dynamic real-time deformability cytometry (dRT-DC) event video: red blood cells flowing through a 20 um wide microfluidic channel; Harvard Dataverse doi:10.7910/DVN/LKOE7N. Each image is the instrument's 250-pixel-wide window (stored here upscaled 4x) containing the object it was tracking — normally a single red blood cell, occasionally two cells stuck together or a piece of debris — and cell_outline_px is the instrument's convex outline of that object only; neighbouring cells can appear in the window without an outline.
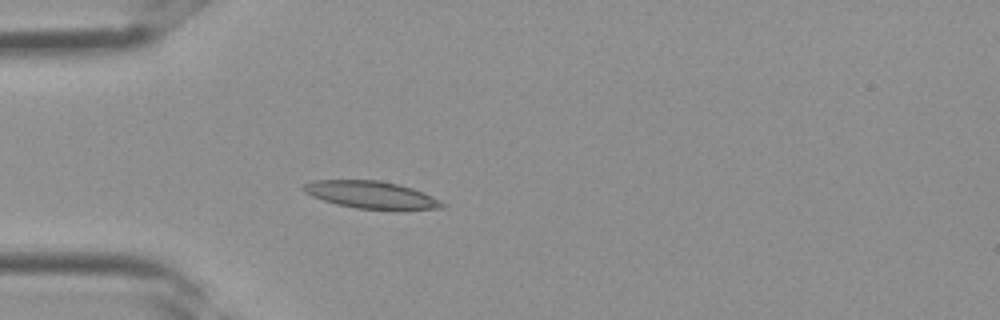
{"species": "Egyptian fruit bat (a non-hibernating species)", "species_latin": "Rousettus aegyptiacus", "temperature_condition": "room temperature", "stored_images_in_passage": 35, "camera_frame_rate_fps": 3000, "um_per_image_px": 0.085, "frame": {"image": 1, "passage_image": 10, "time_ms": 3.0, "image_size_px": [1000, 320], "cell_outline_px": [[448, 204], [444, 208], [400, 212], [356, 208], [336, 204], [312, 196], [304, 192], [300, 188], [304, 184], [312, 180], [380, 180], [400, 184], [412, 188], [432, 196]], "centroid_in_image_um": [31.64, 16.6], "position_along_channel_um": 53.4, "area_um2": 23.0}}
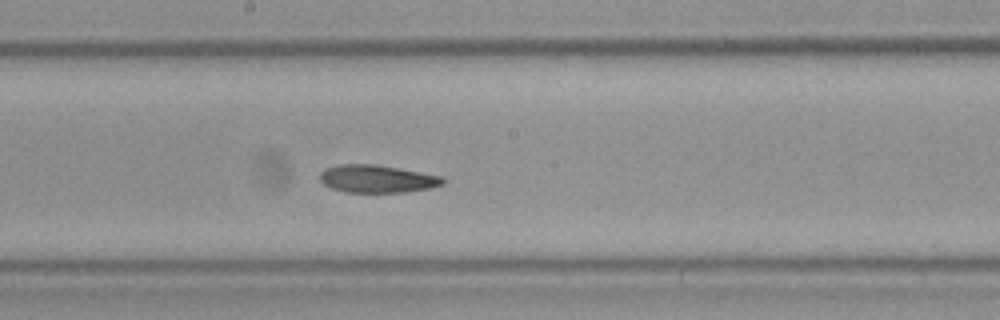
{"frame": {"image": 2, "passage_image": 19, "time_ms": 6.0, "image_size_px": [1000, 320], "cell_outline_px": [[448, 180], [444, 184], [428, 188], [404, 192], [344, 192], [332, 188], [324, 184], [320, 180], [320, 172], [324, 168], [340, 164], [376, 164], [444, 176]], "centroid_in_image_um": [32.07, 15.19], "position_along_channel_um": 216.1, "area_um2": 20.0}}
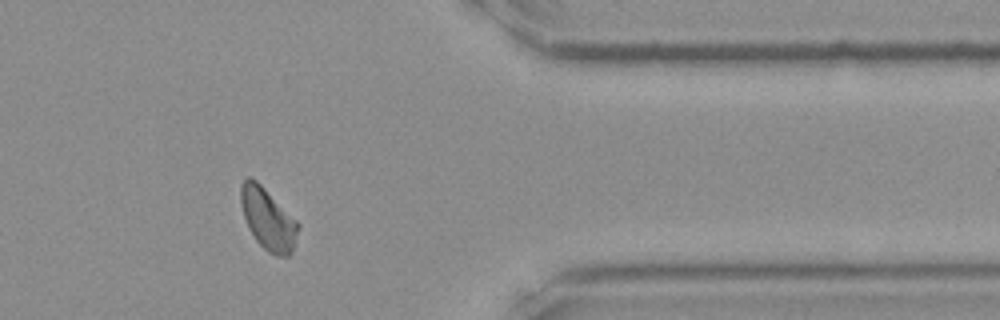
{"frame": {"image": 3, "passage_image": 29, "time_ms": 9.333, "image_size_px": [1000, 320], "cell_outline_px": [[300, 228], [292, 252], [288, 256], [276, 256], [268, 252], [256, 240], [248, 228], [240, 204], [240, 184], [248, 176], [256, 180], [300, 224]], "centroid_in_image_um": [22.77, 18.63], "position_along_channel_um": 388.6, "area_um2": 20.52}}